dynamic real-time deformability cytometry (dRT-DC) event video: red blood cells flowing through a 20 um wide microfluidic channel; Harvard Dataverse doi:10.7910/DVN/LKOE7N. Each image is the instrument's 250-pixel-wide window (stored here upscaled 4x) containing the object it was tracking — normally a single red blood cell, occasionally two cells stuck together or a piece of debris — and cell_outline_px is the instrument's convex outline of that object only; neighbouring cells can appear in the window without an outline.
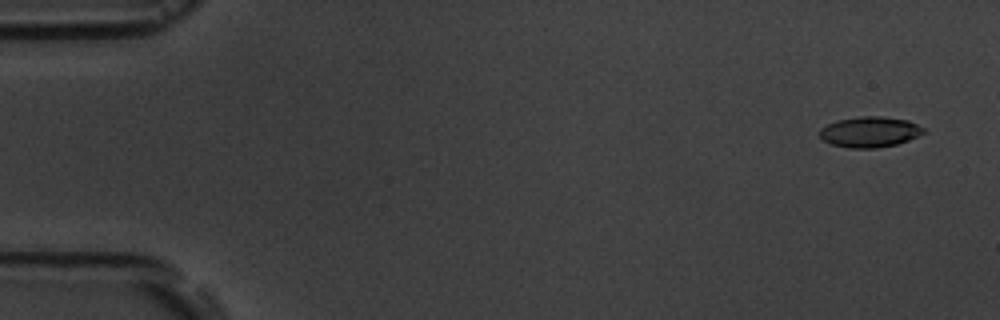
{"species": "common noctule bat (a hibernating species)", "species_latin": "Nyctalus noctula", "temperature_condition": "room temperature", "stored_images_in_passage": 5, "camera_frame_rate_fps": 3000, "um_per_image_px": 0.085, "animal": {"sex": "male", "body_mass_g": 19.5, "forearm_length_mm": 54.6}, "frame": {"image": 1, "passage_image": 1, "time_ms": 0.0, "image_size_px": [1000, 320], "cell_outline_px": [[928, 132], [908, 140], [896, 144], [876, 148], [848, 148], [832, 144], [824, 140], [820, 136], [820, 128], [836, 120], [860, 116], [884, 116], [908, 120], [924, 128]], "centroid_in_image_um": [73.95, 11.2], "position_along_channel_um": 11.0, "area_um2": 18.61}}